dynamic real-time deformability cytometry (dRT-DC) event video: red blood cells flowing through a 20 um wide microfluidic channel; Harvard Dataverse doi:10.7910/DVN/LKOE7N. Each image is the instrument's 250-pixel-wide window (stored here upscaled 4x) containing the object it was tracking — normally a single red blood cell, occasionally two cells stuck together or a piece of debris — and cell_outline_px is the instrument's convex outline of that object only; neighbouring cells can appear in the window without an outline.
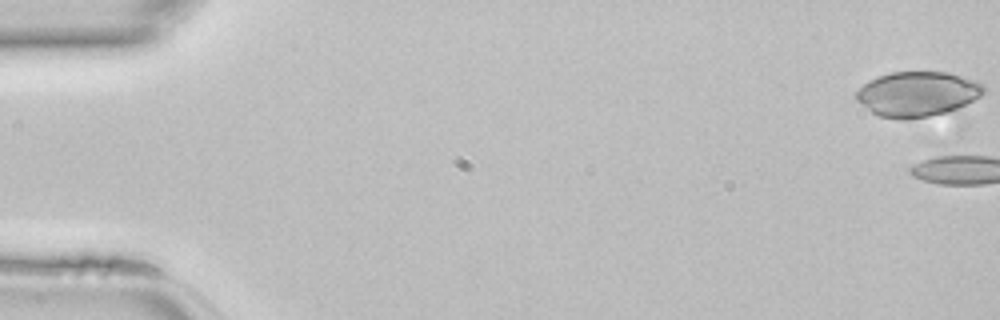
{"species": "common noctule bat (a hibernating species)", "species_latin": "Nyctalus noctula", "temperature_condition": "room temperature", "stored_images_in_passage": 3, "camera_frame_rate_fps": 3000, "um_per_image_px": 0.085, "animal": {"sex": "female", "body_mass_g": 22.7, "forearm_length_mm": 54.2}, "frame": {"image": 1, "passage_image": 1, "time_ms": 0.0, "image_size_px": [1000, 320], "cell_outline_px": [[984, 92], [980, 96], [948, 112], [908, 120], [900, 120], [876, 116], [856, 100], [852, 96], [868, 80], [892, 72], [948, 72], [980, 80], [984, 84]], "centroid_in_image_um": [77.96, 7.99], "position_along_channel_um": 7.0, "area_um2": 33.7}}